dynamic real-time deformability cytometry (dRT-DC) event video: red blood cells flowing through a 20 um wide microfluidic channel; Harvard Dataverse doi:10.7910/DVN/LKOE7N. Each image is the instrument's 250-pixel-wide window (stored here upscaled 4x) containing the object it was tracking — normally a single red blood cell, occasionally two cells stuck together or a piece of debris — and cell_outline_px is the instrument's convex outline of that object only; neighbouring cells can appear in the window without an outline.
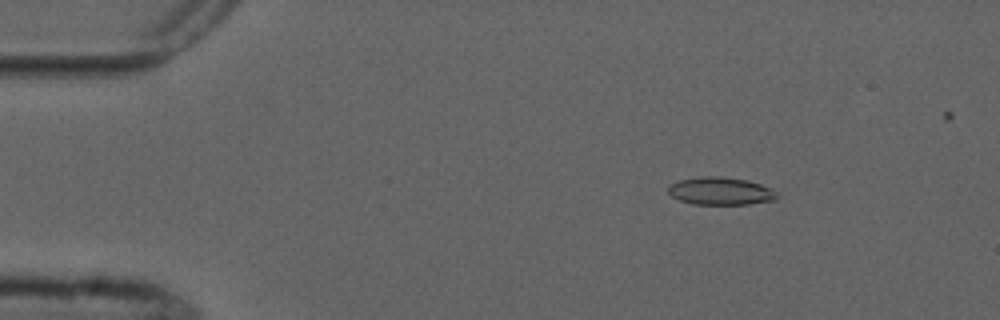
{"species": "common noctule bat (a hibernating species)", "species_latin": "Nyctalus noctula", "temperature_condition": "cold", "stored_images_in_passage": 10, "camera_frame_rate_fps": 3000, "um_per_image_px": 0.085, "animal": {"sex": "male", "forearm_length_mm": 52.5}, "frame": {"image": 1, "passage_image": 3, "time_ms": 2.333, "image_size_px": [1000, 320], "cell_outline_px": [[780, 196], [776, 200], [748, 204], [692, 204], [680, 200], [672, 196], [668, 192], [668, 188], [672, 184], [680, 180], [700, 176], [720, 176], [748, 180], [772, 188]], "centroid_in_image_um": [61.29, 16.24], "position_along_channel_um": 23.7, "area_um2": 17.63}}
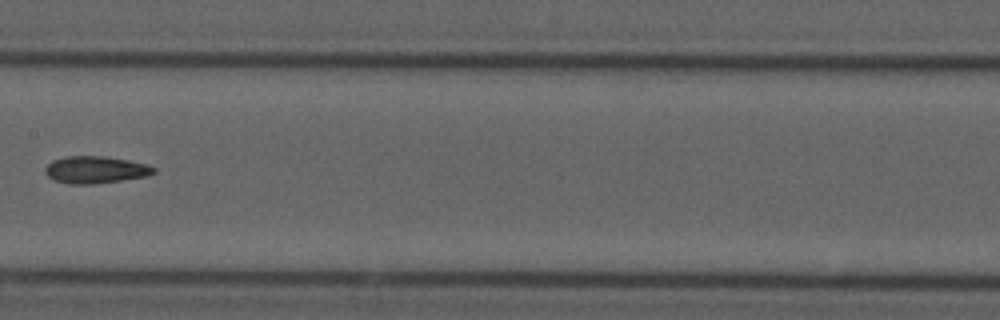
{"frame": {"image": 2, "passage_image": 7, "time_ms": 9.0, "image_size_px": [1000, 320], "cell_outline_px": [[156, 172], [148, 176], [92, 184], [68, 184], [52, 180], [44, 172], [44, 168], [52, 160], [64, 156], [104, 156], [128, 160], [148, 164], [156, 168]], "centroid_in_image_um": [8.1, 14.42], "position_along_channel_um": 199.3, "area_um2": 17.34}}
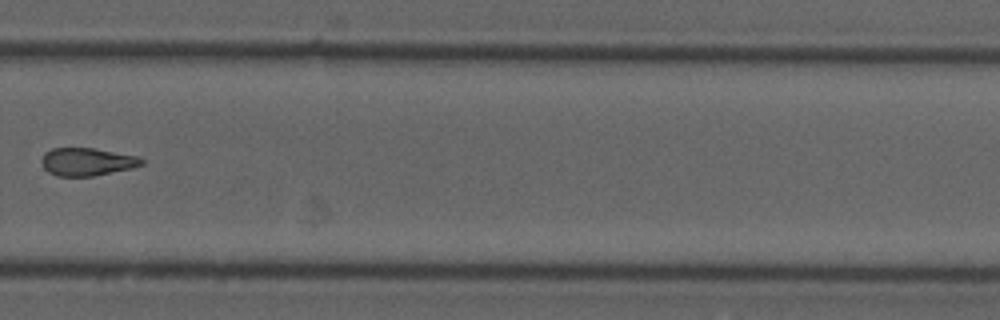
{"frame": {"image": 3, "passage_image": 10, "time_ms": 12.333, "image_size_px": [1000, 320], "cell_outline_px": [[144, 164], [132, 168], [92, 176], [56, 176], [48, 172], [44, 168], [40, 160], [44, 152], [52, 148], [92, 148], [136, 156], [144, 160]], "centroid_in_image_um": [7.35, 13.75], "position_along_channel_um": 322.4, "area_um2": 16.18}}